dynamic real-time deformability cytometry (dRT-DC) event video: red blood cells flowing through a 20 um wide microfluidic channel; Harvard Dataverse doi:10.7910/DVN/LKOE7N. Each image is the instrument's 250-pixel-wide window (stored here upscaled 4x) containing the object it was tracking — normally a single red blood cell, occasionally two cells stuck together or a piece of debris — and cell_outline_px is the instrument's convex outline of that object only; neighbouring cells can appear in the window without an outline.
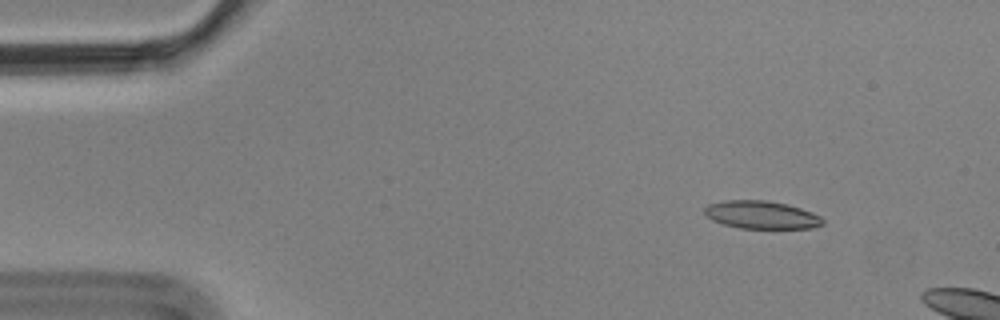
{"species": "Egyptian fruit bat (a non-hibernating species)", "species_latin": "Rousettus aegyptiacus", "temperature_condition": "cold", "stored_images_in_passage": 3, "camera_frame_rate_fps": 3000, "um_per_image_px": 0.085, "animal": {"sex": "male"}, "frame": {"image": 1, "passage_image": 2, "time_ms": 0.333, "image_size_px": [1000, 320], "cell_outline_px": [[824, 224], [812, 228], [740, 228], [724, 224], [712, 220], [704, 212], [704, 208], [708, 204], [724, 200], [768, 200], [788, 204], [812, 212], [820, 216], [824, 220]], "centroid_in_image_um": [64.73, 18.25], "position_along_channel_um": 20.3, "area_um2": 19.25}}